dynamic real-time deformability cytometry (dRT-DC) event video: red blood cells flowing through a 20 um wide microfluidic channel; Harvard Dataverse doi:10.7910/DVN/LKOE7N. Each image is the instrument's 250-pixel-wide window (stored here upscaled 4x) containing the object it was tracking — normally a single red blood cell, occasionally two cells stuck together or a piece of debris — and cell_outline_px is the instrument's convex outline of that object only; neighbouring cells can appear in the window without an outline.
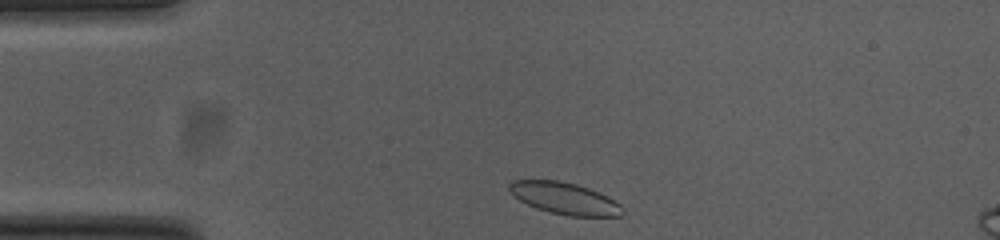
{"species": "common noctule bat (a hibernating species)", "species_latin": "Nyctalus noctula", "temperature_condition": "cold", "stored_images_in_passage": 34, "camera_frame_rate_fps": 3000, "um_per_image_px": 0.085, "animal": {"sex": "female", "body_mass_g": 23.0, "forearm_length_mm": 53.4}, "frame": {"image": 1, "passage_image": 1, "time_ms": 0.0, "image_size_px": [1000, 240], "cell_outline_px": [[624, 216], [568, 216], [548, 212], [536, 208], [520, 200], [508, 188], [508, 184], [512, 180], [560, 180], [576, 184], [600, 192], [608, 196], [620, 204], [624, 208]], "centroid_in_image_um": [48.04, 16.86], "position_along_channel_um": 37.0, "area_um2": 21.1}}
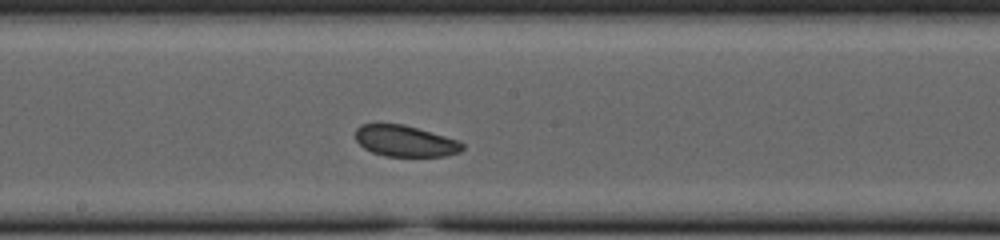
{"frame": {"image": 2, "passage_image": 18, "time_ms": 5.667, "image_size_px": [1000, 240], "cell_outline_px": [[464, 148], [460, 152], [444, 156], [384, 156], [372, 152], [364, 148], [356, 140], [356, 128], [360, 124], [404, 124], [460, 140], [464, 144]], "centroid_in_image_um": [34.46, 11.99], "position_along_channel_um": 213.7, "area_um2": 19.54}}
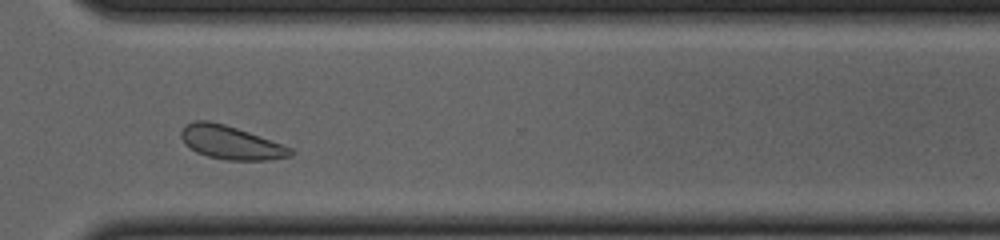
{"frame": {"image": 3, "passage_image": 29, "time_ms": 9.333, "image_size_px": [1000, 240], "cell_outline_px": [[292, 156], [268, 160], [228, 160], [208, 156], [196, 152], [184, 144], [180, 136], [180, 132], [188, 124], [196, 120], [208, 120], [224, 124], [248, 132], [292, 148]], "centroid_in_image_um": [19.59, 12.12], "position_along_channel_um": 351.0, "area_um2": 21.04}, "authors_computed_cell_mechanics": {"area_um2": 20.6924, "velocity_mm_per_s": 3.7346, "shape_relaxation_time_tau1_ms": null, "shape_relaxation_time_tau2_ms": 5.057, "deformation_change_tau1": null, "deformation_change_tau2": 0.1014}}